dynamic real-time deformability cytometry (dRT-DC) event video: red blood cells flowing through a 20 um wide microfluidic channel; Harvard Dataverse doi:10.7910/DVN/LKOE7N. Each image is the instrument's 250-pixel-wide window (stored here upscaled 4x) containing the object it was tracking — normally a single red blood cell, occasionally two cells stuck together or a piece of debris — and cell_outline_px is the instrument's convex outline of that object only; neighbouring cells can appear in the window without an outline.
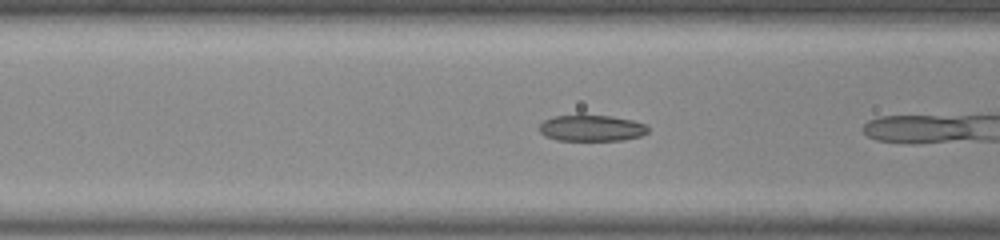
{"species": "common noctule bat (a hibernating species)", "species_latin": "Nyctalus noctula", "temperature_condition": "room temperature", "stored_images_in_passage": 6, "segment_of_instrument_passage": [2, 2], "camera_frame_rate_fps": 3000, "um_per_image_px": 0.085, "animal": {"sex": "male", "body_mass_g": 20.0, "forearm_length_mm": 53.3}, "frame": {"image": 1, "passage_image": 5, "time_ms": 1.333, "image_size_px": [1000, 240], "cell_outline_px": [[648, 132], [640, 136], [624, 140], [556, 140], [544, 136], [540, 132], [540, 124], [544, 120], [552, 116], [612, 116], [632, 120], [648, 124]], "centroid_in_image_um": [50.3, 10.9], "position_along_channel_um": 116.3, "area_um2": 16.53}}